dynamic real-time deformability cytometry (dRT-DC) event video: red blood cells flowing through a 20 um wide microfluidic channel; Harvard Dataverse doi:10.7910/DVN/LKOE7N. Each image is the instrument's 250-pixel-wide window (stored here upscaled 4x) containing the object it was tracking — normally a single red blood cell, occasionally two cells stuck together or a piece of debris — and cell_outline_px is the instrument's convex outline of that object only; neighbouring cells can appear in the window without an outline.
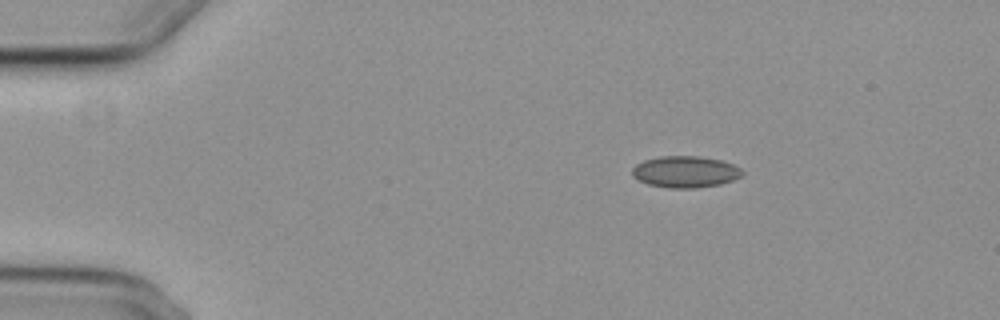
{"species": "common noctule bat (a hibernating species)", "species_latin": "Nyctalus noctula", "temperature_condition": "cold", "stored_images_in_passage": 4, "camera_frame_rate_fps": 3000, "um_per_image_px": 0.085, "animal": {"sex": "female", "body_mass_g": 29.2, "forearm_length_mm": 56.3}, "frame": {"image": 1, "passage_image": 2, "time_ms": 1.0, "image_size_px": [1000, 320], "cell_outline_px": [[744, 176], [720, 184], [696, 188], [668, 188], [648, 184], [632, 176], [632, 168], [636, 164], [644, 160], [660, 156], [700, 156], [720, 160], [732, 164], [740, 168], [744, 172]], "centroid_in_image_um": [58.26, 14.6], "position_along_channel_um": 26.7, "area_um2": 20.29}}